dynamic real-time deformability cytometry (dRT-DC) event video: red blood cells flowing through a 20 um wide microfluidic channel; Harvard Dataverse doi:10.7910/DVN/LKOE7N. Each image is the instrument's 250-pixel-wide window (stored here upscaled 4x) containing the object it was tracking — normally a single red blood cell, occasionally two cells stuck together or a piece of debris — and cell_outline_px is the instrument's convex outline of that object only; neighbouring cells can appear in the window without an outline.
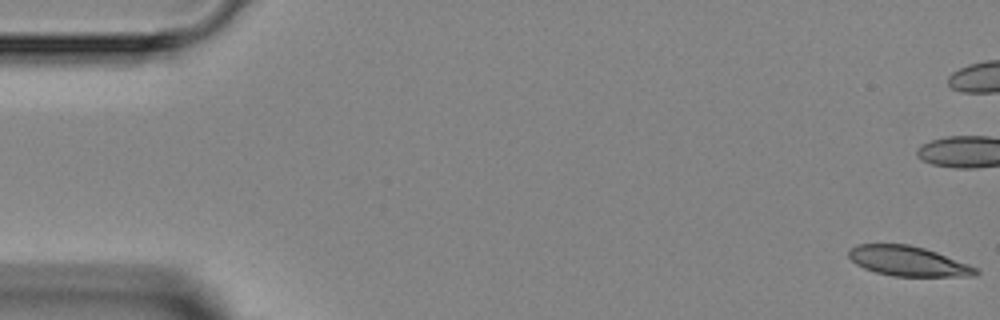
{"species": "Egyptian fruit bat (a non-hibernating species)", "species_latin": "Rousettus aegyptiacus", "temperature_condition": "room temperature", "stored_images_in_passage": 6, "camera_frame_rate_fps": 3000, "um_per_image_px": 0.085, "animal": {"sex": "female"}, "frame": {"image": 1, "passage_image": 1, "time_ms": 0.0, "image_size_px": [1000, 320], "cell_outline_px": [[980, 272], [976, 276], [892, 276], [876, 272], [864, 268], [856, 264], [848, 256], [848, 252], [856, 244], [908, 244], [924, 248], [936, 252], [980, 268]], "centroid_in_image_um": [77.22, 22.2], "position_along_channel_um": 7.8, "area_um2": 22.14}}